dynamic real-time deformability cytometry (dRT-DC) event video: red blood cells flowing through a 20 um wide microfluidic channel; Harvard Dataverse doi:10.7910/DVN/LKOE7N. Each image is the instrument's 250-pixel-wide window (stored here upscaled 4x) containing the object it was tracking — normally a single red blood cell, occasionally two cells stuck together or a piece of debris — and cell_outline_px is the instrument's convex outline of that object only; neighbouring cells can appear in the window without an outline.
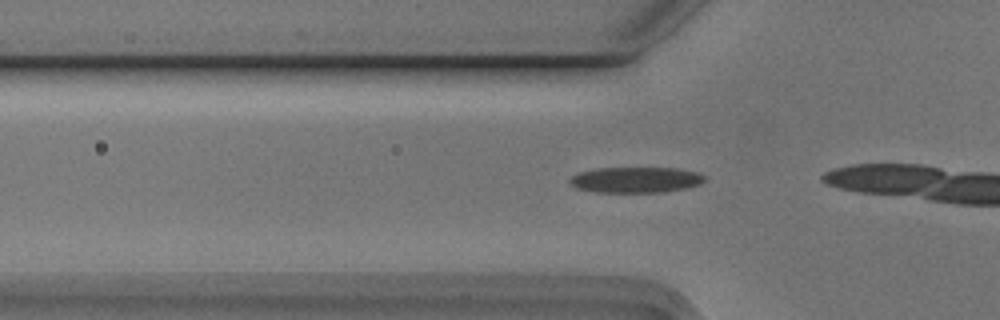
{"species": "Egyptian fruit bat (a non-hibernating species)", "species_latin": "Rousettus aegyptiacus", "temperature_condition": "cold", "stored_images_in_passage": 21, "camera_frame_rate_fps": 3000, "um_per_image_px": 0.085, "animal": {"sex": "male"}, "frame": {"image": 1, "passage_image": 13, "time_ms": 4.0, "image_size_px": [1000, 320], "cell_outline_px": [[704, 180], [700, 184], [688, 188], [664, 192], [596, 192], [576, 188], [568, 180], [576, 172], [596, 168], [676, 168], [700, 172], [704, 176]], "centroid_in_image_um": [54.04, 15.28], "position_along_channel_um": 71.8, "area_um2": 20.4}}